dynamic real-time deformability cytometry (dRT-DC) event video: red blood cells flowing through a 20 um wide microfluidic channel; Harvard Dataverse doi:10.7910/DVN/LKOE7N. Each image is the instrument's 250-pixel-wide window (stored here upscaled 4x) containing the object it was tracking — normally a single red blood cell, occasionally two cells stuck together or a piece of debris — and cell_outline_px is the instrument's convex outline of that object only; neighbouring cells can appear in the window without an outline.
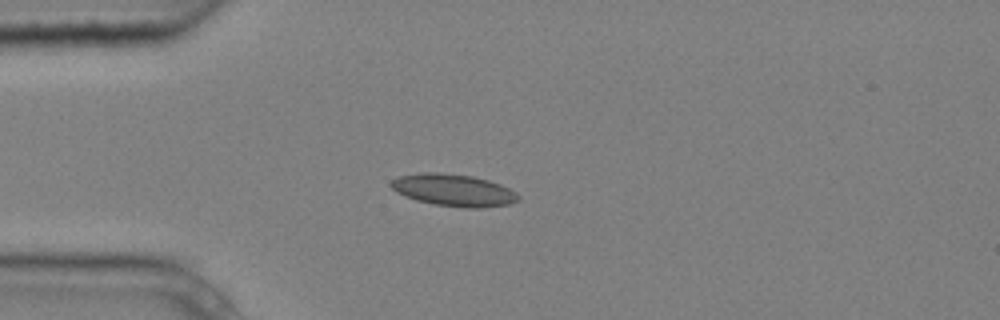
{"species": "common noctule bat (a hibernating species)", "species_latin": "Nyctalus noctula", "temperature_condition": "cold", "stored_images_in_passage": 4, "camera_frame_rate_fps": 3000, "um_per_image_px": 0.085, "animal": {"sex": "male", "body_mass_g": 20.4}, "frame": {"image": 1, "passage_image": 4, "time_ms": 1.0, "image_size_px": [1000, 320], "cell_outline_px": [[520, 200], [508, 204], [480, 208], [464, 208], [436, 204], [416, 200], [404, 196], [396, 192], [388, 184], [392, 180], [400, 176], [424, 172], [436, 172], [472, 176], [488, 180], [500, 184], [516, 192], [520, 196]], "centroid_in_image_um": [38.55, 16.17], "position_along_channel_um": 46.4, "area_um2": 23.76}}